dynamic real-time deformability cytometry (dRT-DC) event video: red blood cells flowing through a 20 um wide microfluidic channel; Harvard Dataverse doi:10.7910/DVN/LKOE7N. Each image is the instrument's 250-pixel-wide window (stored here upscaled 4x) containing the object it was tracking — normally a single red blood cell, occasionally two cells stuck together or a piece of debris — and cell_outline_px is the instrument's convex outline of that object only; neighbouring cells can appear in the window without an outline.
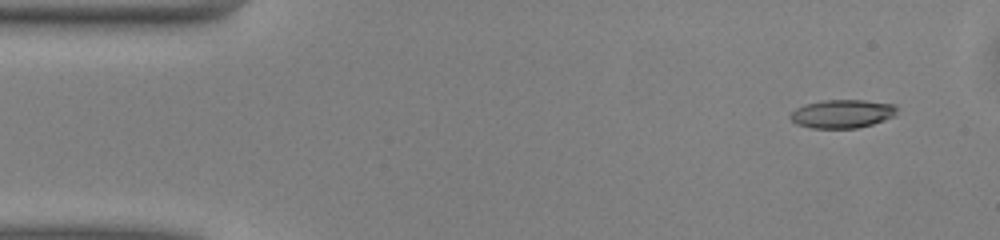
{"species": "common noctule bat (a hibernating species)", "species_latin": "Nyctalus noctula", "temperature_condition": "warm", "stored_images_in_passage": 47, "camera_frame_rate_fps": 3000, "um_per_image_px": 0.085, "animal": {"sex": "male", "body_mass_g": 13.0, "forearm_length_mm": 53.1}, "frame": {"image": 1, "passage_image": 1, "time_ms": 0.0, "image_size_px": [1000, 240], "cell_outline_px": [[896, 116], [872, 124], [856, 128], [812, 128], [796, 124], [788, 116], [796, 108], [804, 104], [824, 100], [864, 100], [896, 104]], "centroid_in_image_um": [71.59, 9.67], "position_along_channel_um": 13.4, "area_um2": 17.74}}
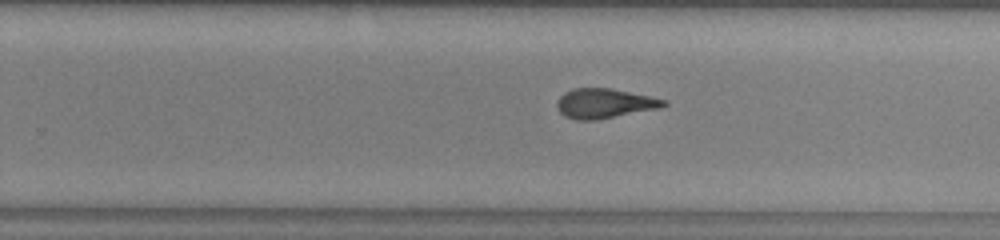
{"frame": {"image": 2, "passage_image": 28, "time_ms": 9.0, "image_size_px": [1000, 240], "cell_outline_px": [[668, 104], [660, 108], [596, 120], [576, 120], [564, 116], [560, 112], [556, 104], [556, 100], [564, 92], [572, 88], [612, 88], [668, 100]], "centroid_in_image_um": [51.37, 8.78], "position_along_channel_um": 278.4, "area_um2": 18.61}}
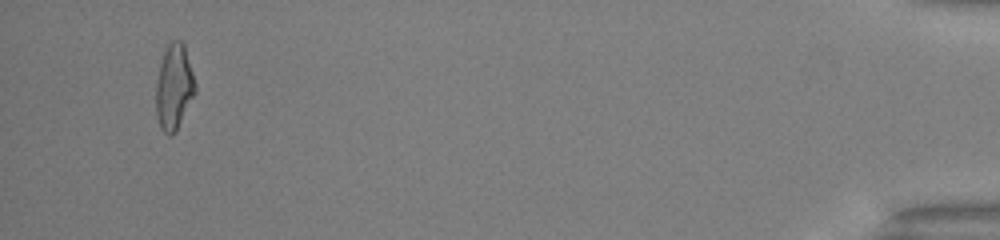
{"frame": {"image": 3, "passage_image": 45, "time_ms": 14.667, "image_size_px": [1000, 240], "cell_outline_px": [[196, 92], [176, 132], [172, 136], [168, 136], [160, 128], [156, 116], [156, 80], [164, 44], [172, 40], [180, 40], [184, 44], [196, 84]], "centroid_in_image_um": [14.77, 7.38], "position_along_channel_um": 420.4, "area_um2": 20.06}, "authors_computed_cell_mechanics": {"area_um2": 18.7272, "velocity_mm_per_s": 4.0718, "shape_relaxation_time_tau1_ms": 5.4589, "shape_relaxation_time_tau2_ms": 3.8997, "deformation_change_tau1": 0.2166, "deformation_change_tau2": 0.1106}}